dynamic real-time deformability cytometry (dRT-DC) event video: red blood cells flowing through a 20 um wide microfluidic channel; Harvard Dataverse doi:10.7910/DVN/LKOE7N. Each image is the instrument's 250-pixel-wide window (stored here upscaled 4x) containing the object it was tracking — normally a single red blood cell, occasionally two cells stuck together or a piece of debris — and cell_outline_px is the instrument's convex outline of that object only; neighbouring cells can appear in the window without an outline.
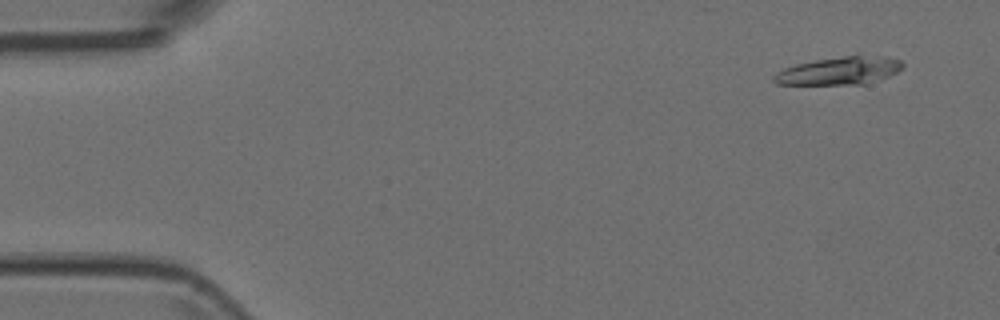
{"species": "Egyptian fruit bat (a non-hibernating species)", "species_latin": "Rousettus aegyptiacus", "temperature_condition": "room temperature", "stored_images_in_passage": 5, "camera_frame_rate_fps": 3000, "um_per_image_px": 0.085, "animal": {"sex": "female"}, "frame": {"image": 1, "passage_image": 1, "time_ms": 0.0, "image_size_px": [1000, 320], "cell_outline_px": [[904, 68], [888, 76], [864, 84], [776, 84], [772, 80], [772, 76], [776, 72], [784, 68], [796, 64], [856, 52], [860, 52], [888, 56], [900, 60], [904, 64]], "centroid_in_image_um": [71.41, 5.95], "position_along_channel_um": 13.6, "area_um2": 21.68}}
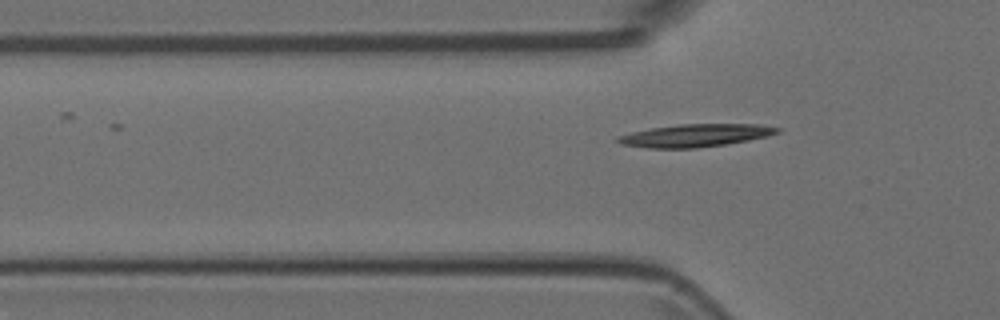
{"frame": {"image": 2, "passage_image": 5, "time_ms": 1.333, "image_size_px": [1000, 320], "cell_outline_px": [[784, 128], [780, 132], [768, 136], [748, 140], [724, 144], [696, 148], [648, 148], [620, 144], [612, 140], [616, 136], [632, 132], [652, 128], [680, 124], [760, 124]], "centroid_in_image_um": [59.1, 11.51], "position_along_channel_um": 66.7, "area_um2": 21.27}}